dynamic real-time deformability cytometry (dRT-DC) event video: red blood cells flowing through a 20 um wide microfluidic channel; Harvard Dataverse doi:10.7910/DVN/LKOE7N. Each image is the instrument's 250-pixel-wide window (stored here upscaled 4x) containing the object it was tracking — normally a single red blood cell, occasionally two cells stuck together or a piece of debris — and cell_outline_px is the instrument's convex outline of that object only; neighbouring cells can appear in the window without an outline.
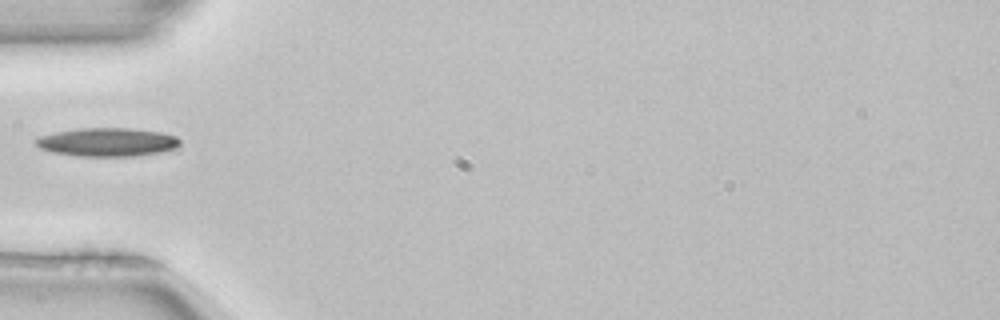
{"species": "common noctule bat (a hibernating species)", "species_latin": "Nyctalus noctula", "temperature_condition": "room temperature", "stored_images_in_passage": 35, "camera_frame_rate_fps": 3000, "um_per_image_px": 0.085, "animal": {"sex": "female", "body_mass_g": 22.7, "forearm_length_mm": 54.2}, "frame": {"image": 1, "passage_image": 1, "time_ms": 0.0, "image_size_px": [1000, 320], "cell_outline_px": [[180, 144], [176, 148], [160, 152], [136, 156], [80, 156], [52, 152], [40, 148], [32, 140], [40, 136], [56, 132], [76, 128], [132, 128], [160, 132], [176, 136], [180, 140]], "centroid_in_image_um": [9.11, 12.07], "position_along_channel_um": 75.9, "area_um2": 24.04}}